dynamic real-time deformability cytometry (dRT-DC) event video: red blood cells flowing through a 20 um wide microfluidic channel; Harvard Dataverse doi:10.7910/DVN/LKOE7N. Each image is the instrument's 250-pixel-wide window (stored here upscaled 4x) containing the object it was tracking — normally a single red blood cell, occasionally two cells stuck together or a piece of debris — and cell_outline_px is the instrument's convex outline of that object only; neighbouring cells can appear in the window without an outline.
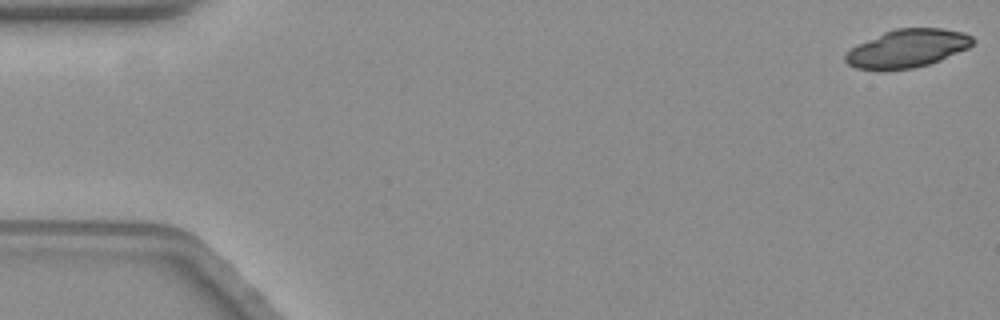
{"species": "common noctule bat (a hibernating species)", "species_latin": "Nyctalus noctula", "temperature_condition": "warm", "stored_images_in_passage": 58, "camera_frame_rate_fps": 3000, "um_per_image_px": 0.085, "animal": {"sex": "female", "body_mass_g": 19.3, "forearm_length_mm": 54.1}, "frame": {"image": 1, "passage_image": 1, "time_ms": 0.0, "image_size_px": [1000, 320], "cell_outline_px": [[972, 44], [968, 48], [940, 60], [928, 64], [912, 68], [856, 68], [848, 64], [844, 60], [844, 56], [856, 44], [884, 32], [896, 28], [940, 28], [964, 32], [972, 36]], "centroid_in_image_um": [77.13, 4.09], "position_along_channel_um": 7.9, "area_um2": 27.69}}